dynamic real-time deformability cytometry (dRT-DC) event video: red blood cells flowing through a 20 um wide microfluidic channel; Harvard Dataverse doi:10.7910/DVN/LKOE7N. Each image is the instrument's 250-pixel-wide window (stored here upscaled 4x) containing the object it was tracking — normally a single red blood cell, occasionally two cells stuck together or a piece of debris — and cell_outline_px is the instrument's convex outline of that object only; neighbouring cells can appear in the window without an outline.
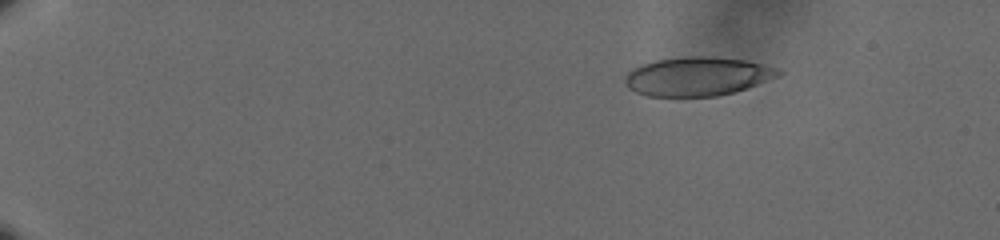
{"species": "human", "species_latin": "Homo sapiens", "temperature_condition": "cold", "stored_images_in_passage": 51, "camera_frame_rate_fps": 3000, "um_per_image_px": 0.085, "donor": {"sex": "male"}, "frame": {"image": 1, "passage_image": 1, "time_ms": 0.0, "image_size_px": [1000, 240], "cell_outline_px": [[784, 72], [776, 76], [748, 88], [736, 92], [716, 96], [648, 96], [636, 92], [628, 88], [624, 84], [624, 76], [632, 68], [656, 60], [684, 56], [716, 56], [748, 60], [780, 68]], "centroid_in_image_um": [59.29, 6.48], "position_along_channel_um": 25.7, "area_um2": 35.08}}
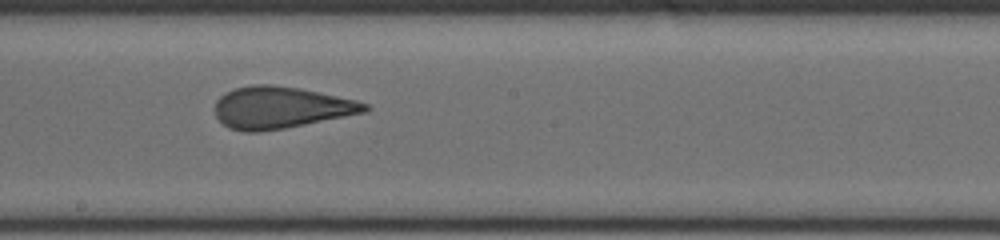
{"frame": {"image": 2, "passage_image": 28, "time_ms": 9.0, "image_size_px": [1000, 240], "cell_outline_px": [[372, 108], [364, 112], [284, 128], [256, 132], [244, 132], [228, 128], [216, 116], [216, 100], [220, 96], [232, 88], [252, 84], [272, 84], [300, 88], [356, 100], [368, 104]], "centroid_in_image_um": [23.83, 9.13], "position_along_channel_um": 224.4, "area_um2": 36.36}}
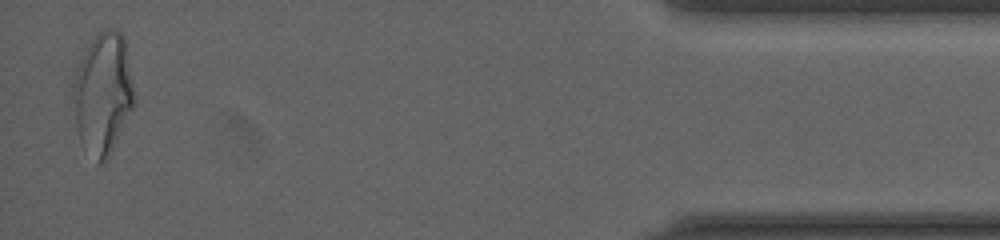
{"frame": {"image": 3, "passage_image": 50, "time_ms": 16.333, "image_size_px": [1000, 240], "cell_outline_px": [[136, 104], [104, 164], [96, 164], [80, 140], [68, 96], [76, 68], [84, 52], [96, 32], [108, 28], [112, 28], [120, 32], [124, 36], [136, 100]], "centroid_in_image_um": [8.71, 7.95], "position_along_channel_um": 426.5, "area_um2": 44.39}, "authors_computed_cell_mechanics": {"area_um2": 36.703, "velocity_mm_per_s": 3.6304, "shape_relaxation_time_tau1_ms": null, "shape_relaxation_time_tau2_ms": 0.884, "deformation_change_tau1": null, "deformation_change_tau2": 0.0902}}